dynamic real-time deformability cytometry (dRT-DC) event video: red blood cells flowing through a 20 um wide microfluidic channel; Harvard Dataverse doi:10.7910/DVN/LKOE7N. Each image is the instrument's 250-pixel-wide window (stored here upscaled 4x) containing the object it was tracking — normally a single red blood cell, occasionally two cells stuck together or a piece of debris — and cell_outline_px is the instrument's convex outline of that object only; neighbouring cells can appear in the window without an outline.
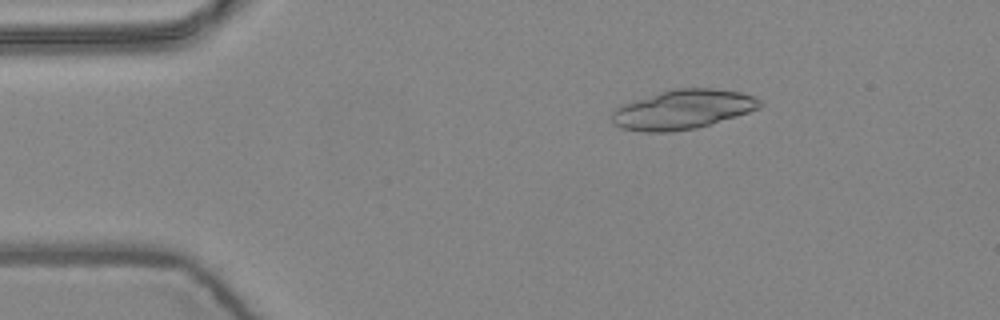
{"species": "common noctule bat (a hibernating species)", "species_latin": "Nyctalus noctula", "temperature_condition": "warm", "stored_images_in_passage": 5, "camera_frame_rate_fps": 3000, "um_per_image_px": 0.085, "animal": {"sex": "female", "body_mass_g": 24.6, "forearm_length_mm": 56.2}, "frame": {"image": 1, "passage_image": 3, "time_ms": 0.667, "image_size_px": [1000, 320], "cell_outline_px": [[764, 104], [760, 108], [736, 116], [696, 128], [672, 132], [640, 132], [620, 128], [612, 120], [612, 112], [616, 108], [624, 104], [660, 92], [676, 88], [712, 88], [740, 92], [756, 96]], "centroid_in_image_um": [58.06, 9.31], "position_along_channel_um": 26.9, "area_um2": 33.81}}